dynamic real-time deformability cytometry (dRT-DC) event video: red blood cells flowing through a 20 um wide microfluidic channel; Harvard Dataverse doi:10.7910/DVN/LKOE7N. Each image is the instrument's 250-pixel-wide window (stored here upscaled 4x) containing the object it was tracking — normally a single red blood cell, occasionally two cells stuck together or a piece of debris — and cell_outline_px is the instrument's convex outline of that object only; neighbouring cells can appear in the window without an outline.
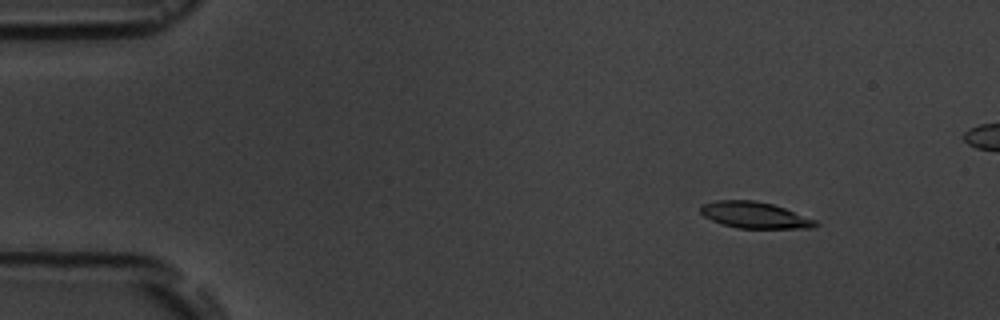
{"species": "common noctule bat (a hibernating species)", "species_latin": "Nyctalus noctula", "temperature_condition": "room temperature", "stored_images_in_passage": 6, "camera_frame_rate_fps": 3000, "um_per_image_px": 0.085, "animal": {"sex": "male", "body_mass_g": 19.5, "forearm_length_mm": 54.6}, "frame": {"image": 1, "passage_image": 2, "time_ms": 1.333, "image_size_px": [1000, 320], "cell_outline_px": [[820, 224], [812, 228], [736, 228], [712, 220], [704, 216], [700, 212], [700, 204], [716, 200], [752, 200], [772, 204], [784, 208], [816, 220]], "centroid_in_image_um": [64.13, 18.28], "position_along_channel_um": 20.9, "area_um2": 17.57}}